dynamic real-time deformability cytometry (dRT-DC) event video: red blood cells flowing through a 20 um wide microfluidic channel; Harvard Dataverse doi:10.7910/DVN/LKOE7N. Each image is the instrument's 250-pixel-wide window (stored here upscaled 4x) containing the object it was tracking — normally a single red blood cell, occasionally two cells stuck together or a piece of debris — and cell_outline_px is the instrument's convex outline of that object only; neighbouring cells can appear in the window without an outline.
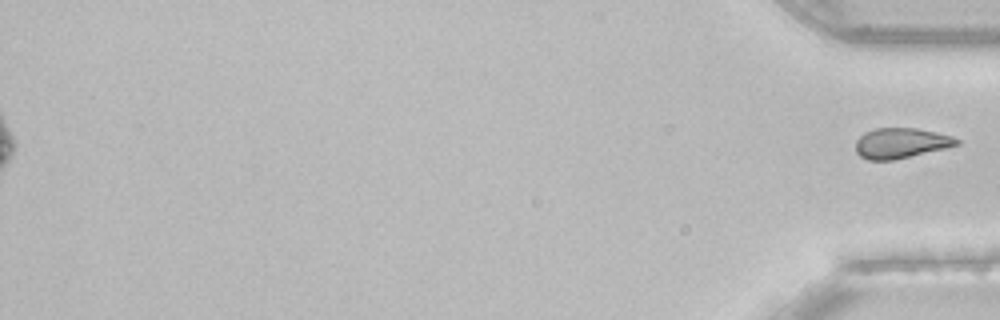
{"species": "common noctule bat (a hibernating species)", "species_latin": "Nyctalus noctula", "temperature_condition": "room temperature", "stored_images_in_passage": 39, "camera_frame_rate_fps": 3000, "um_per_image_px": 0.085, "animal": {"sex": "female", "body_mass_g": 22.7, "forearm_length_mm": 54.2}, "frame": {"image": 1, "passage_image": 39, "time_ms": 12.667, "image_size_px": [1000, 320], "cell_outline_px": [[960, 144], [944, 148], [892, 160], [868, 160], [860, 156], [856, 152], [856, 140], [864, 132], [876, 128], [916, 128], [936, 132], [952, 136], [960, 140]], "centroid_in_image_um": [76.55, 12.15], "position_along_channel_um": 358.6, "area_um2": 17.69}}